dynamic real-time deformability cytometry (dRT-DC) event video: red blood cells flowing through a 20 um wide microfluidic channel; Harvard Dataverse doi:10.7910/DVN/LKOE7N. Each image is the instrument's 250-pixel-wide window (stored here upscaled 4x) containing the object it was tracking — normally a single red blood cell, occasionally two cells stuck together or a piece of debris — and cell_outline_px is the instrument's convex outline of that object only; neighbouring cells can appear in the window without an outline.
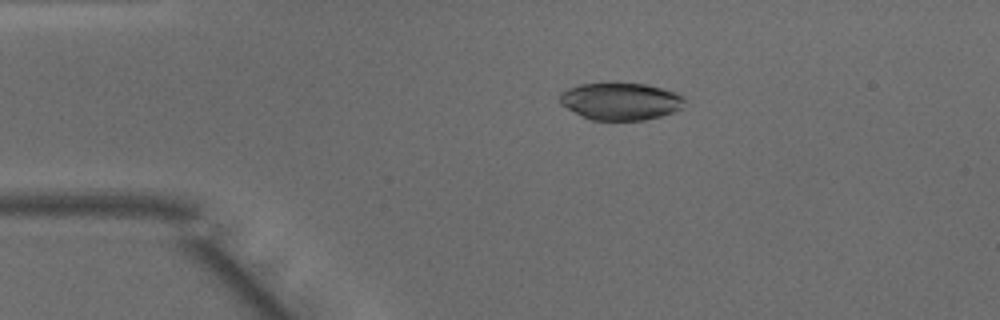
{"species": "common noctule bat (a hibernating species)", "species_latin": "Nyctalus noctula", "temperature_condition": "warm", "stored_images_in_passage": 48, "camera_frame_rate_fps": 3000, "um_per_image_px": 0.085, "animal": {"sex": "male", "body_mass_g": 15.6}, "frame": {"image": 1, "passage_image": 9, "time_ms": 2.667, "image_size_px": [1000, 320], "cell_outline_px": [[684, 100], [680, 108], [672, 112], [660, 116], [644, 120], [592, 120], [560, 104], [560, 92], [568, 88], [580, 84], [648, 84], [676, 92]], "centroid_in_image_um": [52.73, 8.61], "position_along_channel_um": 32.3, "area_um2": 26.59}}
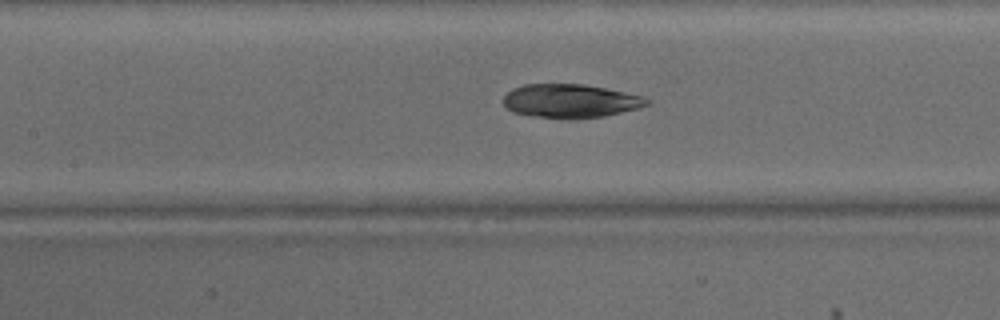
{"frame": {"image": 2, "passage_image": 21, "time_ms": 6.667, "image_size_px": [1000, 320], "cell_outline_px": [[648, 104], [636, 108], [604, 116], [572, 120], [568, 120], [532, 116], [512, 112], [504, 104], [504, 96], [512, 88], [524, 84], [584, 84], [644, 96], [648, 100]], "centroid_in_image_um": [48.44, 8.59], "position_along_channel_um": 159.0, "area_um2": 28.21}}
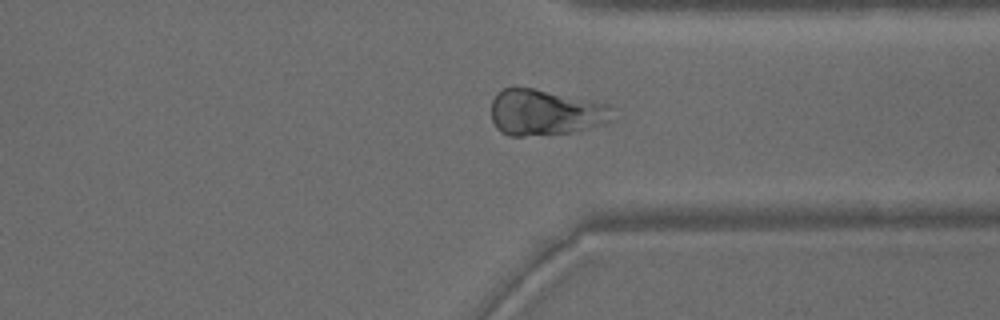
{"frame": {"image": 3, "passage_image": 36, "time_ms": 11.667, "image_size_px": [1000, 320], "cell_outline_px": [[616, 120], [604, 124], [572, 132], [524, 136], [508, 136], [500, 132], [496, 128], [492, 120], [492, 100], [496, 92], [504, 88], [516, 84], [596, 100], [612, 104]], "centroid_in_image_um": [46.39, 9.51], "position_along_channel_um": 365.0, "area_um2": 33.81}, "authors_computed_cell_mechanics": {"area_um2": 29.3913, "velocity_mm_per_s": 4.1394, "shape_relaxation_time_tau1_ms": 2.9335, "shape_relaxation_time_tau2_ms": 4.7935, "deformation_change_tau1": 0.0799, "deformation_change_tau2": 0.1255}}